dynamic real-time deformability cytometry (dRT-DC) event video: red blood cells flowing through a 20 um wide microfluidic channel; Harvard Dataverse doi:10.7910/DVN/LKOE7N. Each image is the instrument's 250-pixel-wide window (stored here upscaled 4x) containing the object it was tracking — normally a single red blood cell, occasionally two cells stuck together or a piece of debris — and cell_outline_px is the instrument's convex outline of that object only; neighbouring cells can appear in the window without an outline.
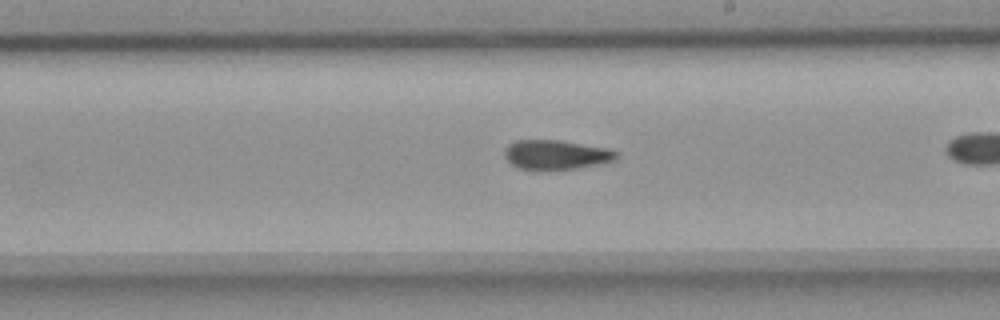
{"species": "common noctule bat (a hibernating species)", "species_latin": "Nyctalus noctula", "temperature_condition": "room temperature", "stored_images_in_passage": 39, "camera_frame_rate_fps": 3000, "um_per_image_px": 0.085, "animal": {"sex": "female", "body_mass_g": 18.4}, "frame": {"image": 1, "passage_image": 28, "time_ms": 9.0, "image_size_px": [1000, 320], "cell_outline_px": [[620, 152], [612, 160], [596, 164], [572, 168], [540, 172], [520, 168], [512, 164], [504, 156], [504, 152], [508, 144], [516, 140], [560, 140], [608, 148]], "centroid_in_image_um": [47.21, 13.16], "position_along_channel_um": 241.8, "area_um2": 19.31}}